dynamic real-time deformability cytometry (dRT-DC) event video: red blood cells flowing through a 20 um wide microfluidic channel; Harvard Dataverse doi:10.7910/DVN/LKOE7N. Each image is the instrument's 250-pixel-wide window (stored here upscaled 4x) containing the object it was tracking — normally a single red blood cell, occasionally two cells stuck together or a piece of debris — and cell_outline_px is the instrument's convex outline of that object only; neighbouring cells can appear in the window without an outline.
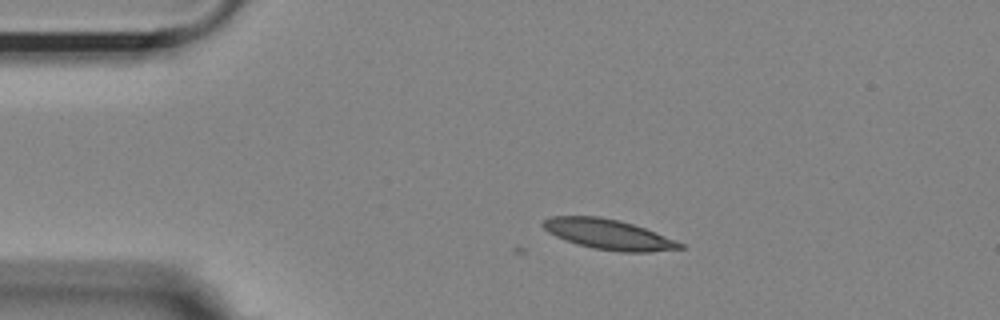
{"species": "Egyptian fruit bat (a non-hibernating species)", "species_latin": "Rousettus aegyptiacus", "temperature_condition": "room temperature", "stored_images_in_passage": 2, "camera_frame_rate_fps": 3000, "um_per_image_px": 0.085, "animal": {"sex": "female"}, "frame": {"image": 1, "passage_image": 2, "time_ms": 0.333, "image_size_px": [1000, 320], "cell_outline_px": [[684, 248], [648, 252], [620, 252], [592, 248], [576, 244], [564, 240], [548, 232], [540, 224], [544, 220], [552, 216], [600, 216], [632, 224], [656, 232], [676, 240], [684, 244]], "centroid_in_image_um": [51.7, 19.93], "position_along_channel_um": 33.3, "area_um2": 24.04}}